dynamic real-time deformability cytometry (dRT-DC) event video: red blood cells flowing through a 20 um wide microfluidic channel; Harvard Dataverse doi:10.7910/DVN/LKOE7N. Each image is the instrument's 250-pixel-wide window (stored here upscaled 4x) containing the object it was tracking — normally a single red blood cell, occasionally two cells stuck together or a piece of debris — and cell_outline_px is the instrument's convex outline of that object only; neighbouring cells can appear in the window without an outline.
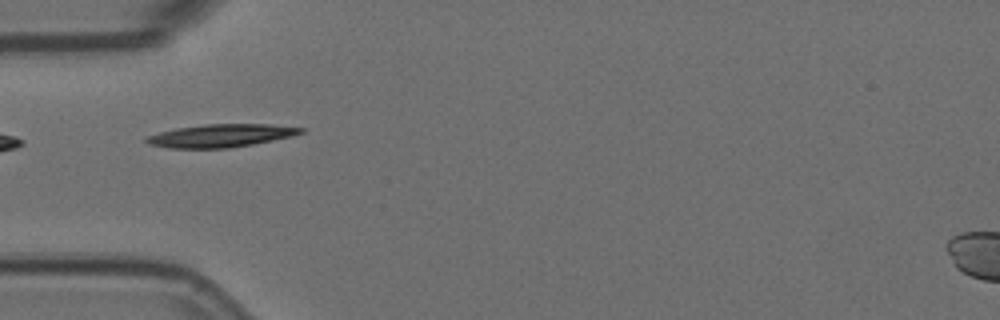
{"species": "Egyptian fruit bat (a non-hibernating species)", "species_latin": "Rousettus aegyptiacus", "temperature_condition": "room temperature", "stored_images_in_passage": 40, "camera_frame_rate_fps": 3000, "um_per_image_px": 0.085, "animal": {"sex": "female"}, "frame": {"image": 1, "passage_image": 1, "time_ms": 0.0, "image_size_px": [1000, 320], "cell_outline_px": [[304, 132], [292, 136], [252, 144], [228, 148], [168, 148], [148, 144], [144, 140], [144, 136], [176, 128], [204, 124], [268, 124], [304, 128]], "centroid_in_image_um": [18.72, 11.53], "position_along_channel_um": 66.3, "area_um2": 20.63}}
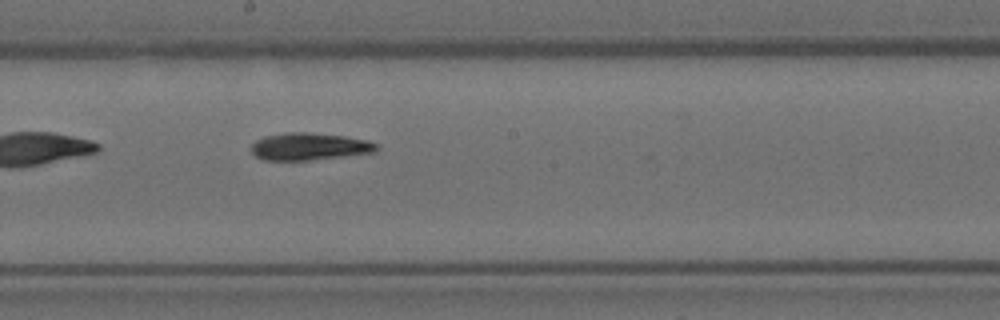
{"frame": {"image": 2, "passage_image": 14, "time_ms": 4.333, "image_size_px": [1000, 320], "cell_outline_px": [[376, 152], [308, 160], [264, 160], [256, 156], [252, 152], [252, 144], [256, 140], [264, 136], [288, 132], [304, 132], [344, 136], [368, 140], [376, 144]], "centroid_in_image_um": [26.27, 12.45], "position_along_channel_um": 221.9, "area_um2": 19.65}}
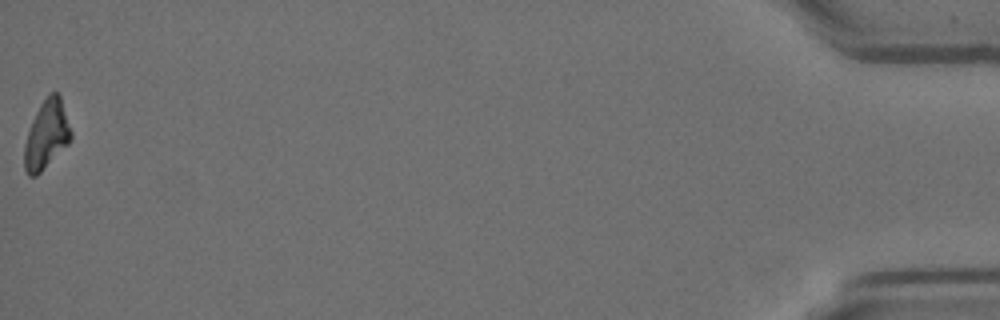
{"frame": {"image": 3, "passage_image": 40, "time_ms": 13.0, "image_size_px": [1000, 320], "cell_outline_px": [[72, 136], [68, 144], [36, 176], [28, 176], [24, 168], [24, 144], [28, 132], [36, 112], [40, 104], [48, 92], [56, 92], [60, 96], [72, 132]], "centroid_in_image_um": [3.95, 11.44], "position_along_channel_um": 431.3, "area_um2": 18.44}, "authors_computed_cell_mechanics": {"area_um2": 19.5942, "velocity_mm_per_s": 3.5906, "shape_relaxation_time_tau1_ms": 6.9252, "shape_relaxation_time_tau2_ms": 7.605, "deformation_change_tau1": 0.2132, "deformation_change_tau2": 0.1601}}